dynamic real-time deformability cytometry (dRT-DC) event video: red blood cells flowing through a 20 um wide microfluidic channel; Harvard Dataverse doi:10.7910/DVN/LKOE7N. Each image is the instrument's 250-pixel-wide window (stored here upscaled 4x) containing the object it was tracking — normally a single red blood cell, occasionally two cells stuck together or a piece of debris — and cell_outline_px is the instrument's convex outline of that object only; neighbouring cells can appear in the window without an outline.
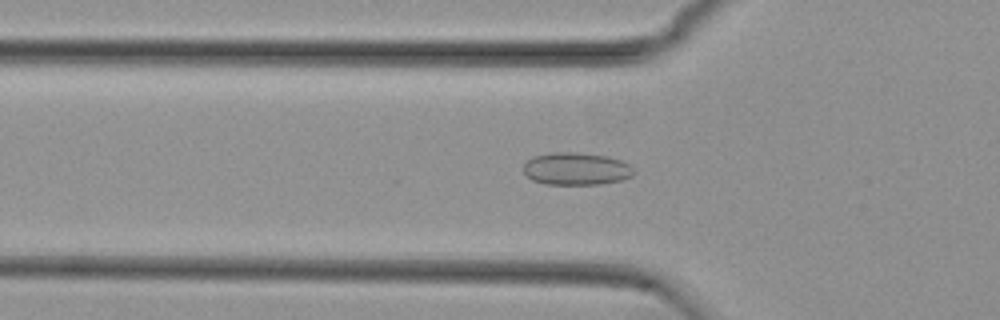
{"species": "common noctule bat (a hibernating species)", "species_latin": "Nyctalus noctula", "temperature_condition": "cold", "stored_images_in_passage": 44, "camera_frame_rate_fps": 3000, "um_per_image_px": 0.085, "animal": {"sex": "female", "body_mass_g": 29.2, "forearm_length_mm": 56.3}, "frame": {"image": 1, "passage_image": 17, "time_ms": 5.333, "image_size_px": [1000, 320], "cell_outline_px": [[636, 172], [632, 176], [620, 180], [600, 184], [544, 184], [532, 180], [524, 172], [524, 164], [532, 156], [552, 152], [576, 152], [608, 156], [620, 160], [628, 164]], "centroid_in_image_um": [48.97, 14.34], "position_along_channel_um": 76.8, "area_um2": 20.92}}
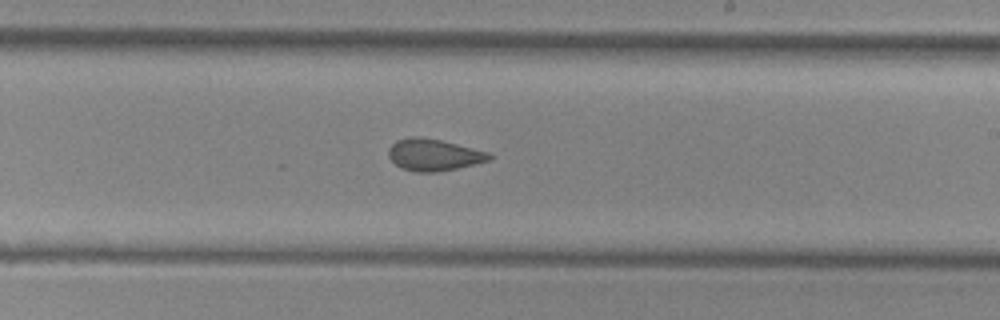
{"frame": {"image": 2, "passage_image": 31, "time_ms": 10.0, "image_size_px": [1000, 320], "cell_outline_px": [[492, 160], [456, 168], [436, 172], [416, 172], [404, 168], [396, 164], [388, 156], [388, 148], [396, 140], [412, 136], [420, 136], [440, 140], [488, 152], [492, 156]], "centroid_in_image_um": [36.85, 13.15], "position_along_channel_um": 252.1, "area_um2": 18.5}}
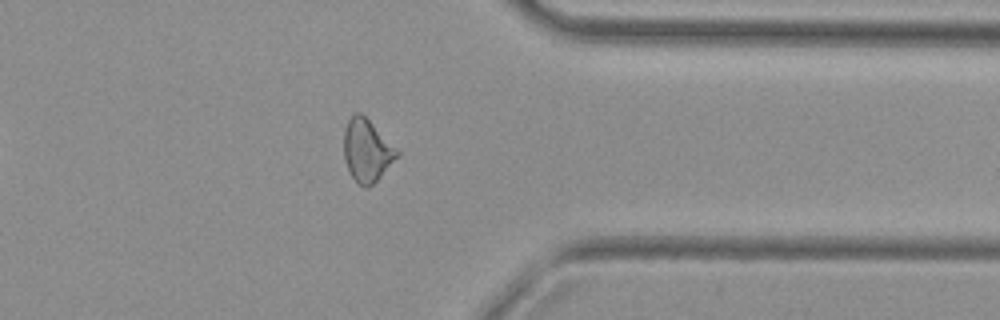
{"frame": {"image": 3, "passage_image": 42, "time_ms": 13.667, "image_size_px": [1000, 320], "cell_outline_px": [[400, 156], [368, 188], [364, 188], [352, 176], [344, 160], [344, 128], [348, 120], [356, 112], [360, 112], [400, 152]], "centroid_in_image_um": [31.18, 12.8], "position_along_channel_um": 380.2, "area_um2": 19.02}, "authors_computed_cell_mechanics": {"area_um2": 19.2763, "velocity_mm_per_s": 3.7494, "shape_relaxation_time_tau1_ms": null, "shape_relaxation_time_tau2_ms": 3.1991, "deformation_change_tau1": null, "deformation_change_tau2": 0.0878}}